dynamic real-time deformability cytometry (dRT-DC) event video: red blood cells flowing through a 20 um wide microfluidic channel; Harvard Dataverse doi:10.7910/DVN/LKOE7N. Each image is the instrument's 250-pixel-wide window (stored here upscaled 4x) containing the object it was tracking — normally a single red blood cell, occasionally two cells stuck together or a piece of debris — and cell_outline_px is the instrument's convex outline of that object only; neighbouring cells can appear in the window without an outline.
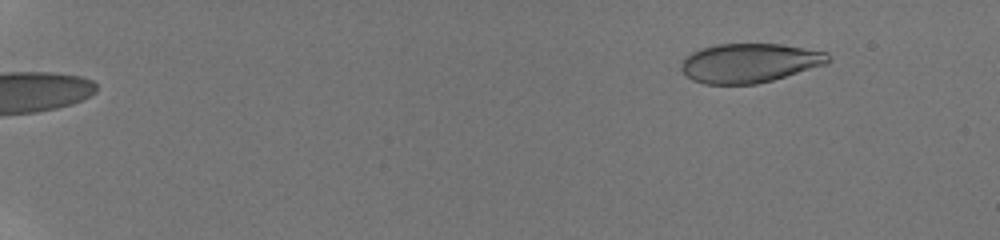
{"species": "human", "species_latin": "Homo sapiens", "temperature_condition": "room temperature", "stored_images_in_passage": 36, "camera_frame_rate_fps": 3000, "um_per_image_px": 0.085, "donor": {"sex": "male"}, "frame": {"image": 1, "passage_image": 6, "time_ms": 2.0, "image_size_px": [1000, 240], "cell_outline_px": [[832, 60], [828, 64], [772, 80], [756, 84], [704, 84], [692, 80], [680, 68], [680, 64], [692, 52], [716, 44], [780, 44], [828, 52]], "centroid_in_image_um": [63.75, 5.36], "position_along_channel_um": 21.2, "area_um2": 33.52}}
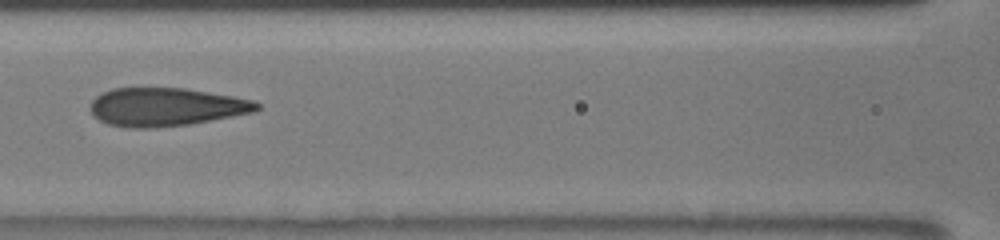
{"frame": {"image": 2, "passage_image": 32, "time_ms": 9.667, "image_size_px": [1000, 240], "cell_outline_px": [[260, 108], [256, 112], [188, 124], [156, 128], [128, 128], [108, 124], [92, 116], [92, 100], [96, 96], [112, 88], [184, 88], [256, 100], [260, 104]], "centroid_in_image_um": [14.13, 9.09], "position_along_channel_um": 152.5, "area_um2": 37.17}}
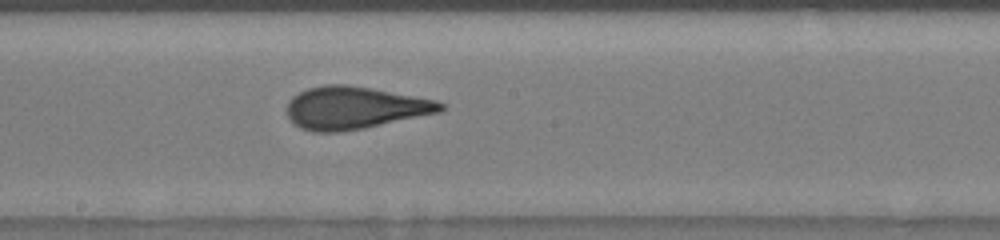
{"frame": {"image": 3, "passage_image": 36, "time_ms": 11.333, "image_size_px": [1000, 240], "cell_outline_px": [[444, 108], [440, 112], [364, 128], [340, 132], [312, 132], [300, 128], [292, 124], [288, 116], [288, 100], [292, 96], [308, 88], [328, 84], [344, 84], [372, 88], [436, 100], [444, 104]], "centroid_in_image_um": [30.1, 9.17], "position_along_channel_um": 218.1, "area_um2": 37.97}}